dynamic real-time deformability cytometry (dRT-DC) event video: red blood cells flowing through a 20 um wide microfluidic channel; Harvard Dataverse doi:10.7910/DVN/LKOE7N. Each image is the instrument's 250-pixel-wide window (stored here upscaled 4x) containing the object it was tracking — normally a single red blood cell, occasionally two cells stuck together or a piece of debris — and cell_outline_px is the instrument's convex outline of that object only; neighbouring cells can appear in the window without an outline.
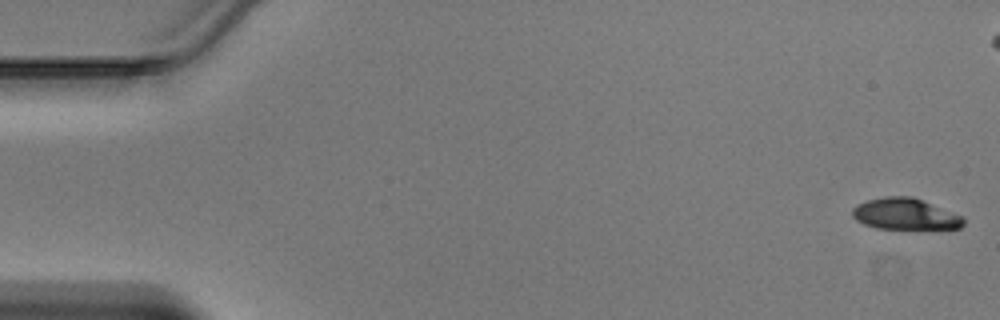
{"species": "Egyptian fruit bat (a non-hibernating species)", "species_latin": "Rousettus aegyptiacus", "temperature_condition": "warm", "stored_images_in_passage": 47, "camera_frame_rate_fps": 3000, "um_per_image_px": 0.085, "animal": {"sex": "male"}, "frame": {"image": 1, "passage_image": 1, "time_ms": 0.0, "image_size_px": [1000, 320], "cell_outline_px": [[964, 224], [960, 228], [876, 228], [864, 224], [856, 220], [852, 216], [852, 208], [856, 204], [868, 200], [884, 196], [912, 196], [960, 216], [964, 220]], "centroid_in_image_um": [76.86, 18.18], "position_along_channel_um": 8.1, "area_um2": 19.88}}
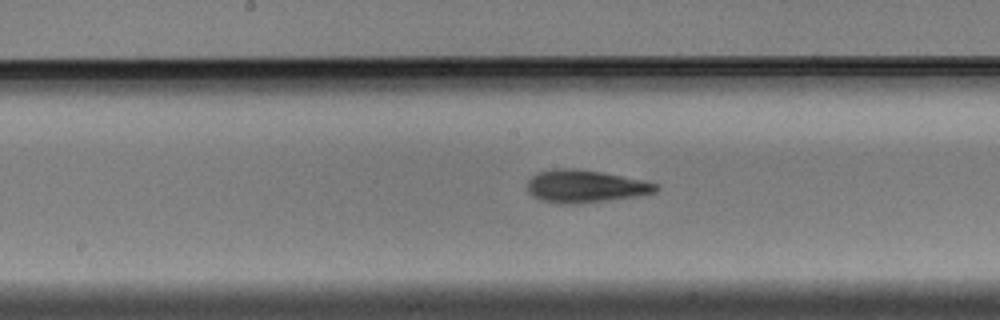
{"frame": {"image": 2, "passage_image": 24, "time_ms": 7.667, "image_size_px": [1000, 320], "cell_outline_px": [[660, 188], [656, 192], [636, 196], [608, 200], [560, 204], [540, 200], [532, 196], [528, 192], [528, 180], [536, 172], [552, 168], [576, 168], [600, 172], [620, 176], [656, 184]], "centroid_in_image_um": [49.67, 15.82], "position_along_channel_um": 198.5, "area_um2": 24.1}}
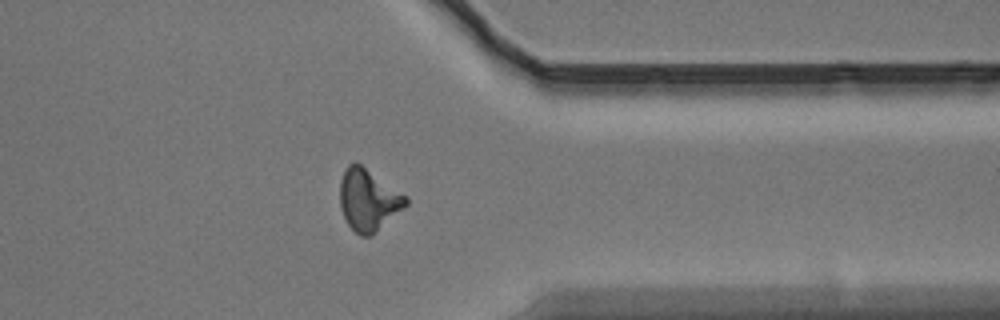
{"frame": {"image": 3, "passage_image": 37, "time_ms": 12.0, "image_size_px": [1000, 320], "cell_outline_px": [[408, 204], [404, 208], [372, 236], [360, 236], [348, 224], [340, 208], [340, 180], [344, 168], [348, 164], [356, 160], [408, 196]], "centroid_in_image_um": [31.31, 16.96], "position_along_channel_um": 380.1, "area_um2": 24.1}}